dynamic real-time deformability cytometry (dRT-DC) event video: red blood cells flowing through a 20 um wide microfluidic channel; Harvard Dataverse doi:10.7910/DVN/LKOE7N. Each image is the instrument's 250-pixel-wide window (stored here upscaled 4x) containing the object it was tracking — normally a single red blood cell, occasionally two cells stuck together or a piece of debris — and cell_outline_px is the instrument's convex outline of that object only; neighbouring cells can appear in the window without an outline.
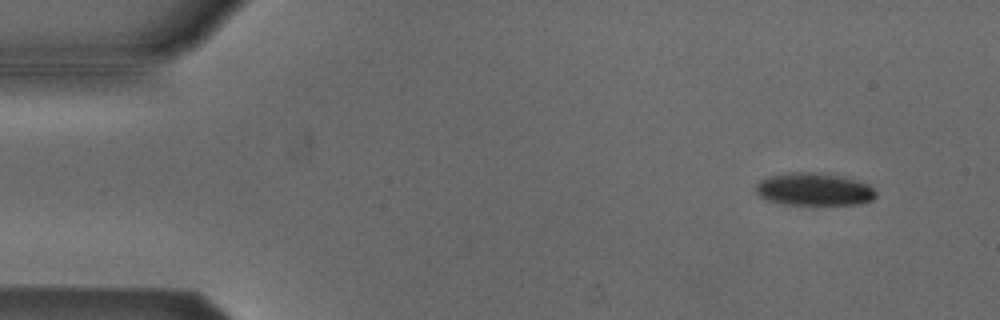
{"species": "Egyptian fruit bat (a non-hibernating species)", "species_latin": "Rousettus aegyptiacus", "temperature_condition": "cold", "stored_images_in_passage": 52, "camera_frame_rate_fps": 3000, "um_per_image_px": 0.085, "animal": {"sex": "male"}, "frame": {"image": 1, "passage_image": 2, "time_ms": 0.333, "image_size_px": [1000, 320], "cell_outline_px": [[876, 196], [872, 200], [860, 204], [784, 204], [764, 200], [756, 196], [756, 184], [760, 180], [768, 176], [792, 172], [816, 172], [844, 176], [872, 184], [876, 188]], "centroid_in_image_um": [69.21, 16.08], "position_along_channel_um": 15.8, "area_um2": 23.35}}
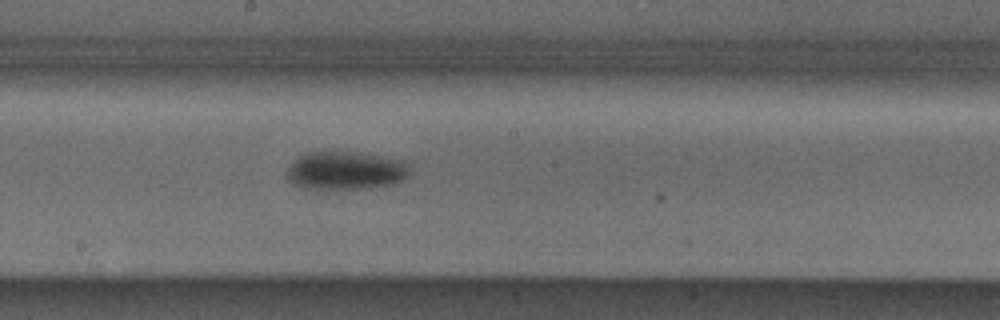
{"frame": {"image": 2, "passage_image": 26, "time_ms": 8.333, "image_size_px": [1000, 320], "cell_outline_px": [[412, 172], [408, 176], [400, 180], [388, 184], [364, 188], [304, 188], [292, 184], [288, 180], [288, 168], [300, 156], [308, 152], [352, 152], [404, 160], [408, 164]], "centroid_in_image_um": [29.39, 14.49], "position_along_channel_um": 218.8, "area_um2": 26.82}}
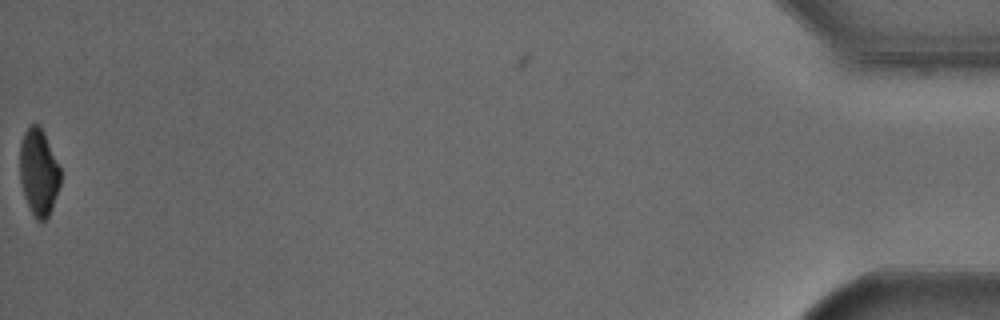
{"frame": {"image": 3, "passage_image": 51, "time_ms": 16.667, "image_size_px": [1000, 320], "cell_outline_px": [[60, 184], [52, 208], [48, 216], [44, 220], [36, 220], [24, 196], [20, 180], [20, 144], [24, 132], [32, 124], [36, 124], [44, 132], [60, 168]], "centroid_in_image_um": [3.28, 14.64], "position_along_channel_um": 431.9, "area_um2": 20.23}, "authors_computed_cell_mechanics": {"area_um2": 25.0274, "velocity_mm_per_s": 3.8231, "shape_relaxation_time_tau1_ms": 3.5805, "shape_relaxation_time_tau2_ms": null, "deformation_change_tau1": 0.0972, "deformation_change_tau2": null}}